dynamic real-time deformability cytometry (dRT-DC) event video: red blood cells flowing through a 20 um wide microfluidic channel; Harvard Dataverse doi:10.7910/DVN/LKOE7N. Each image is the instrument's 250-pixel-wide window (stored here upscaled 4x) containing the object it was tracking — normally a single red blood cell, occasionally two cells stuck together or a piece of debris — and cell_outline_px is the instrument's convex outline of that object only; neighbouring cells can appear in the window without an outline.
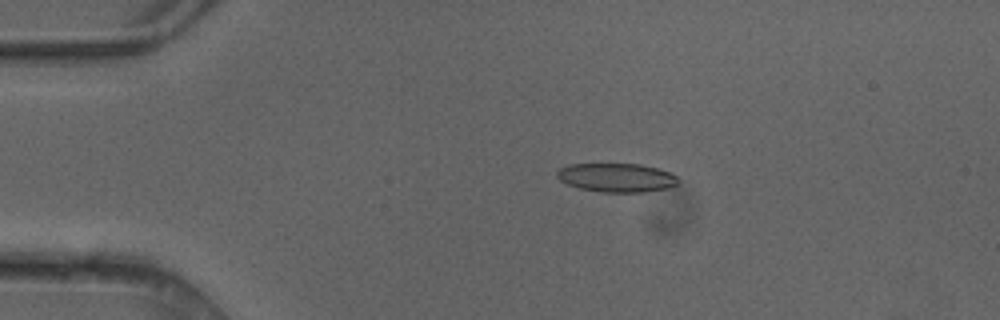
{"species": "common noctule bat (a hibernating species)", "species_latin": "Nyctalus noctula", "temperature_condition": "cold", "stored_images_in_passage": 4, "camera_frame_rate_fps": 3000, "um_per_image_px": 0.085, "animal": {"sex": "female"}, "frame": {"image": 1, "passage_image": 1, "time_ms": 0.0, "image_size_px": [1000, 320], "cell_outline_px": [[680, 184], [668, 188], [644, 192], [604, 192], [580, 188], [568, 184], [560, 180], [556, 176], [556, 172], [560, 168], [568, 164], [640, 164], [660, 168], [676, 176], [680, 180]], "centroid_in_image_um": [52.45, 15.09], "position_along_channel_um": 32.6, "area_um2": 20.46}}
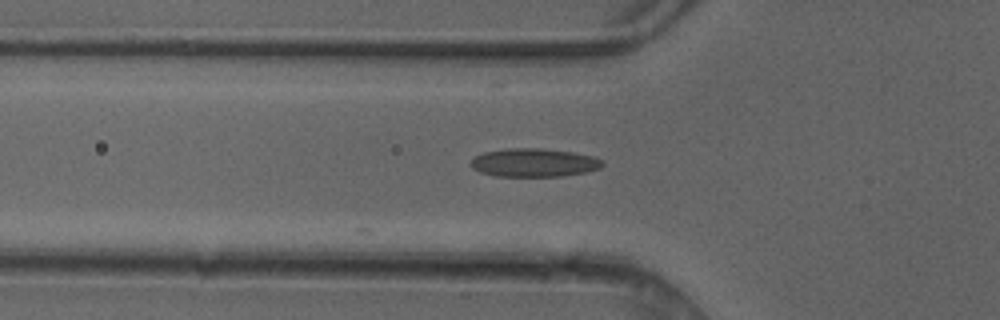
{"frame": {"image": 2, "passage_image": 3, "time_ms": 0.667, "image_size_px": [1000, 320], "cell_outline_px": [[604, 164], [600, 168], [584, 172], [560, 176], [496, 176], [480, 172], [472, 168], [468, 164], [476, 156], [484, 152], [508, 148], [540, 148], [572, 152], [592, 156], [604, 160]], "centroid_in_image_um": [45.37, 13.82], "position_along_channel_um": 80.4, "area_um2": 21.73}}